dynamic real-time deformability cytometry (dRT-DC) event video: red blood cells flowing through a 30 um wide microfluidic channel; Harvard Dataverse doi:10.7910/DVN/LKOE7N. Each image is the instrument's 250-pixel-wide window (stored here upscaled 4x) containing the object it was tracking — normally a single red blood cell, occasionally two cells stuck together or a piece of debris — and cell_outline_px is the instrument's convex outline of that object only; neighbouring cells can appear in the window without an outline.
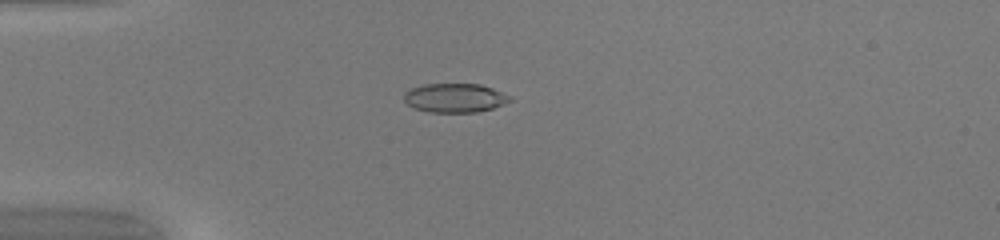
{"species": "common noctule bat (a hibernating species)", "species_latin": "Nyctalus noctula", "temperature_condition": "warm", "stored_images_in_passage": 51, "camera_frame_rate_fps": 3000, "um_per_image_px": 0.085, "animal": {"sex": "female", "body_mass_g": 20.0, "forearm_length_mm": 54.0}, "frame": {"image": 1, "passage_image": 15, "time_ms": 4.667, "image_size_px": [1000, 240], "cell_outline_px": [[512, 100], [492, 108], [476, 112], [428, 112], [416, 108], [408, 104], [404, 100], [404, 92], [412, 88], [424, 84], [480, 84], [492, 88], [512, 96]], "centroid_in_image_um": [38.67, 8.31], "position_along_channel_um": 46.3, "area_um2": 17.8}}
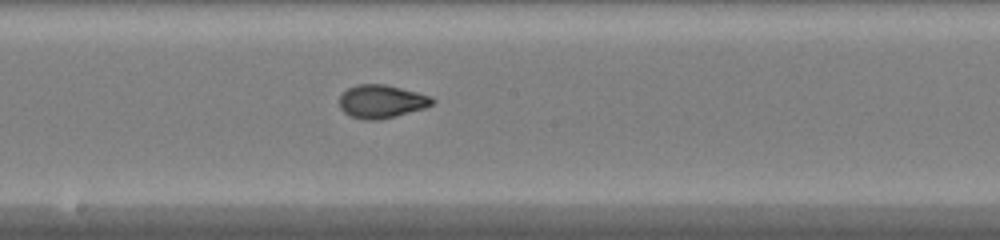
{"frame": {"image": 2, "passage_image": 29, "time_ms": 9.333, "image_size_px": [1000, 240], "cell_outline_px": [[436, 100], [432, 104], [424, 108], [396, 116], [376, 120], [364, 120], [352, 116], [344, 112], [340, 108], [340, 96], [348, 88], [356, 84], [384, 84], [432, 96]], "centroid_in_image_um": [32.43, 8.62], "position_along_channel_um": 215.8, "area_um2": 17.86}}
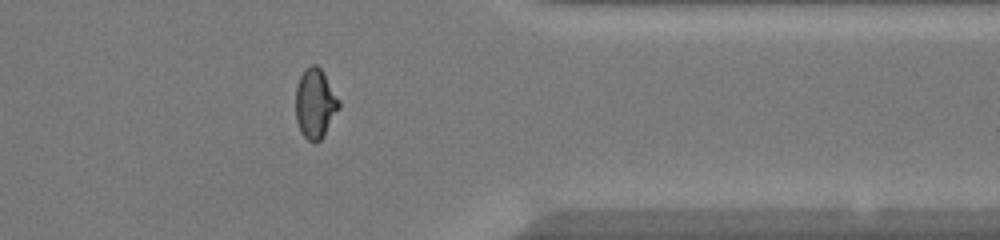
{"frame": {"image": 3, "passage_image": 42, "time_ms": 13.667, "image_size_px": [1000, 240], "cell_outline_px": [[340, 108], [324, 136], [316, 144], [312, 144], [300, 132], [296, 120], [296, 88], [300, 76], [304, 68], [312, 64], [316, 64], [320, 68], [340, 100]], "centroid_in_image_um": [26.79, 8.83], "position_along_channel_um": 384.6, "area_um2": 17.8}, "authors_computed_cell_mechanics": {"area_um2": 17.9758, "velocity_mm_per_s": 4.1413, "shape_relaxation_time_tau1_ms": 8.4782, "shape_relaxation_time_tau2_ms": null, "deformation_change_tau1": 0.3039, "deformation_change_tau2": null}}